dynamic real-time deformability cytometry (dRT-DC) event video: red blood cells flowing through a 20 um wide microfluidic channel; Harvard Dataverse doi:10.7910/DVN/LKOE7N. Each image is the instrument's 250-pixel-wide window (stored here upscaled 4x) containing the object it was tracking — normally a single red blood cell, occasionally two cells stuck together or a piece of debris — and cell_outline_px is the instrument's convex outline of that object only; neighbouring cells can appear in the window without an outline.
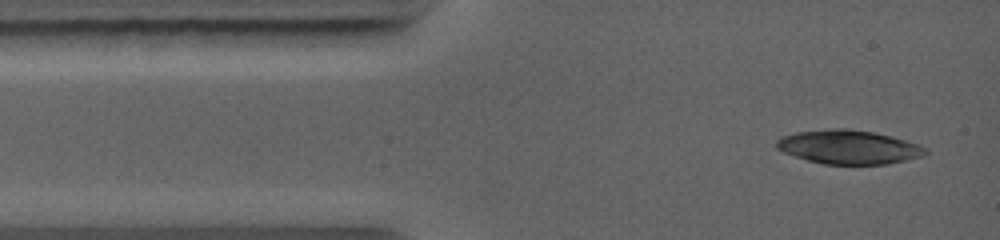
{"species": "common noctule bat (a hibernating species)", "species_latin": "Nyctalus noctula", "temperature_condition": "warm", "stored_images_in_passage": 7, "camera_frame_rate_fps": 5000, "um_per_image_px": 0.085, "animal": {"sex": "female", "body_mass_g": 19.0, "forearm_length_mm": 56.7}, "frame": {"image": 1, "passage_image": 1, "time_ms": 0.0, "image_size_px": [1000, 240], "cell_outline_px": [[928, 152], [920, 156], [888, 164], [824, 164], [808, 160], [784, 152], [776, 148], [776, 140], [780, 136], [796, 132], [832, 128], [848, 128], [872, 132], [904, 140], [928, 148]], "centroid_in_image_um": [72.09, 12.49], "position_along_channel_um": 12.9, "area_um2": 29.13}}